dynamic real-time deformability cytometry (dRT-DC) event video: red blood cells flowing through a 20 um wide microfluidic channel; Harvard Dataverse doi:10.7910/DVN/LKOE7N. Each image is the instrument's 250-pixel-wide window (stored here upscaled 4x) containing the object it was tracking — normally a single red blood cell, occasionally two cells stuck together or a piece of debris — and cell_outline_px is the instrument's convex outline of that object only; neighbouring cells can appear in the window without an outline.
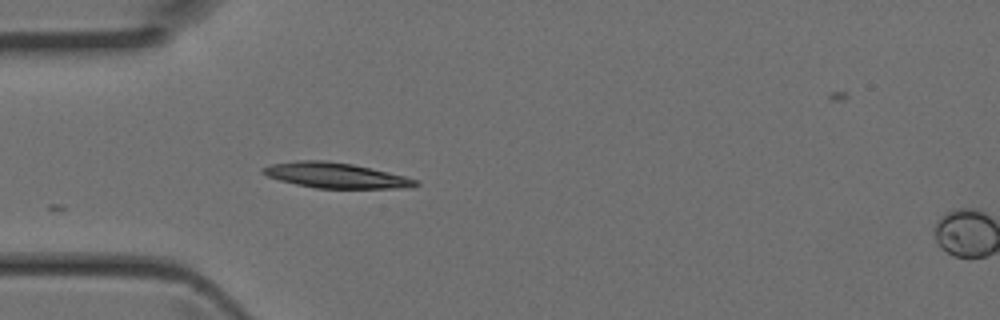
{"species": "Egyptian fruit bat (a non-hibernating species)", "species_latin": "Rousettus aegyptiacus", "temperature_condition": "room temperature", "stored_images_in_passage": 2, "camera_frame_rate_fps": 3000, "um_per_image_px": 0.085, "animal": {"sex": "female"}, "frame": {"image": 1, "passage_image": 1, "time_ms": 0.0, "image_size_px": [1000, 320], "cell_outline_px": [[420, 184], [412, 188], [316, 188], [296, 184], [280, 180], [268, 176], [260, 172], [260, 168], [272, 164], [296, 160], [324, 160], [352, 164], [388, 172], [420, 180]], "centroid_in_image_um": [28.55, 14.91], "position_along_channel_um": 56.5, "area_um2": 22.54}}